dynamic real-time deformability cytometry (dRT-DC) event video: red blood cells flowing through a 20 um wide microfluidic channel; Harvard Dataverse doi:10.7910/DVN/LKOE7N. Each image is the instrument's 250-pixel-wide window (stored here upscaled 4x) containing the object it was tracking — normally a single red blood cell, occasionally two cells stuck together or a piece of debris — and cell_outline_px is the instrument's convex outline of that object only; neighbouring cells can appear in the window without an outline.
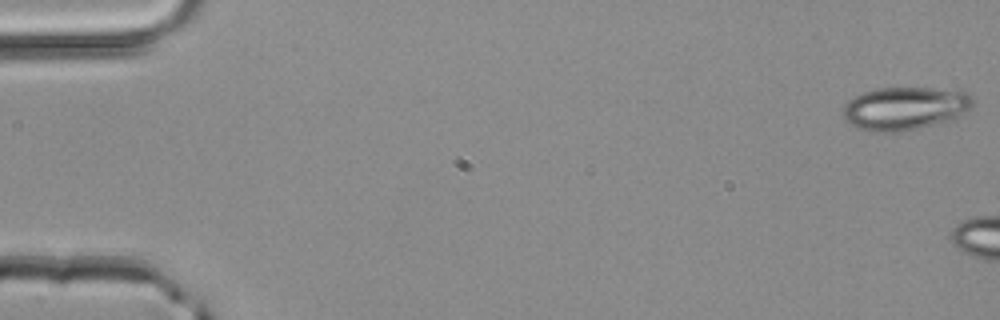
{"species": "common noctule bat (a hibernating species)", "species_latin": "Nyctalus noctula", "temperature_condition": "room temperature", "stored_images_in_passage": 7, "camera_frame_rate_fps": 3000, "um_per_image_px": 0.085, "animal": {"sex": "male", "body_mass_g": 20.4}, "frame": {"image": 1, "passage_image": 1, "time_ms": 0.0, "image_size_px": [1000, 320], "cell_outline_px": [[972, 104], [968, 108], [952, 120], [916, 128], [892, 132], [884, 132], [856, 128], [844, 116], [844, 104], [848, 100], [864, 92], [876, 88], [932, 88], [968, 92], [972, 96]], "centroid_in_image_um": [76.91, 9.19], "position_along_channel_um": 8.1, "area_um2": 31.96}}